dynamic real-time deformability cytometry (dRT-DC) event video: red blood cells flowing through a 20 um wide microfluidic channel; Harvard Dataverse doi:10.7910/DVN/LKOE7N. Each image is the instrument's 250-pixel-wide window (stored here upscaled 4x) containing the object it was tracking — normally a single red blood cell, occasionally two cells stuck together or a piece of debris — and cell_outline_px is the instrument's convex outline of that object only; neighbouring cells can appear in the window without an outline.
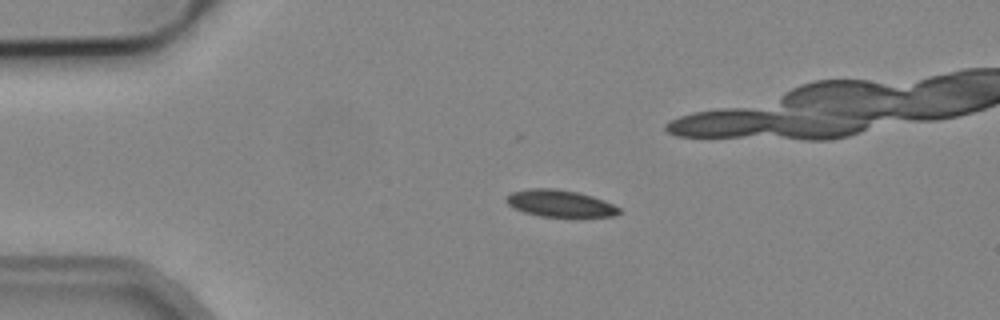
{"species": "common noctule bat (a hibernating species)", "species_latin": "Nyctalus noctula", "temperature_condition": "cold", "stored_images_in_passage": 9, "camera_frame_rate_fps": 3000, "um_per_image_px": 0.085, "animal": {"sex": "male", "body_mass_g": 19.2, "forearm_length_mm": 51.8}, "frame": {"image": 1, "passage_image": 1, "time_ms": 0.0, "image_size_px": [1000, 320], "cell_outline_px": [[620, 212], [616, 216], [540, 216], [524, 212], [512, 208], [504, 200], [512, 192], [532, 188], [552, 188], [576, 192], [592, 196], [604, 200], [620, 208]], "centroid_in_image_um": [47.57, 17.29], "position_along_channel_um": 37.4, "area_um2": 17.46}}